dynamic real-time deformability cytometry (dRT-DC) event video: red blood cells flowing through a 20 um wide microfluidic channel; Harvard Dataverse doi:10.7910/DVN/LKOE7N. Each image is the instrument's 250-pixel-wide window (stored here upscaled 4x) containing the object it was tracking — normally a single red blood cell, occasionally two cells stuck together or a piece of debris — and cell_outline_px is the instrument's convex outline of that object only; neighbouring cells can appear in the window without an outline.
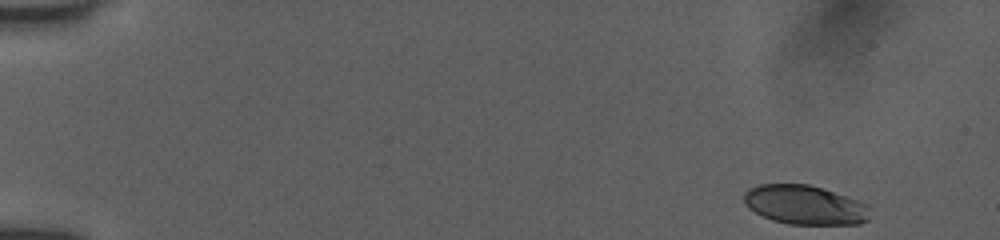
{"species": "human", "species_latin": "Homo sapiens", "temperature_condition": "room temperature", "stored_images_in_passage": 25, "camera_frame_rate_fps": 3000, "um_per_image_px": 0.085, "donor": {"sex": "female"}, "frame": {"image": 1, "passage_image": 1, "time_ms": 0.0, "image_size_px": [1000, 240], "cell_outline_px": [[868, 220], [860, 224], [788, 224], [772, 220], [748, 208], [744, 204], [744, 192], [748, 188], [760, 184], [808, 184], [868, 204]], "centroid_in_image_um": [68.37, 17.42], "position_along_channel_um": 16.6, "area_um2": 28.55}}
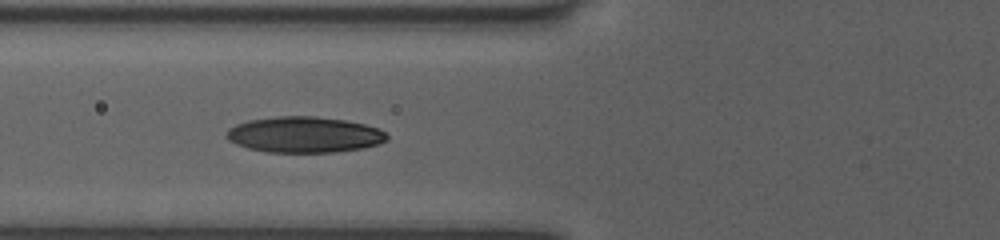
{"frame": {"image": 2, "passage_image": 18, "time_ms": 5.667, "image_size_px": [1000, 240], "cell_outline_px": [[388, 140], [364, 148], [336, 152], [268, 152], [248, 148], [236, 144], [228, 140], [224, 136], [228, 128], [236, 124], [248, 120], [280, 116], [316, 116], [344, 120], [364, 124], [380, 128], [388, 136]], "centroid_in_image_um": [25.85, 11.44], "position_along_channel_um": 100.0, "area_um2": 33.7}}
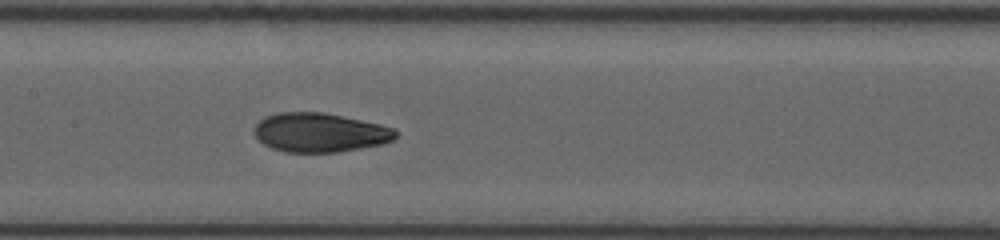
{"frame": {"image": 3, "passage_image": 25, "time_ms": 7.667, "image_size_px": [1000, 240], "cell_outline_px": [[400, 132], [392, 140], [384, 144], [336, 152], [284, 152], [272, 148], [264, 144], [256, 136], [256, 124], [264, 116], [280, 112], [324, 112], [380, 124], [396, 128]], "centroid_in_image_um": [27.23, 11.26], "position_along_channel_um": 180.2, "area_um2": 32.25}}